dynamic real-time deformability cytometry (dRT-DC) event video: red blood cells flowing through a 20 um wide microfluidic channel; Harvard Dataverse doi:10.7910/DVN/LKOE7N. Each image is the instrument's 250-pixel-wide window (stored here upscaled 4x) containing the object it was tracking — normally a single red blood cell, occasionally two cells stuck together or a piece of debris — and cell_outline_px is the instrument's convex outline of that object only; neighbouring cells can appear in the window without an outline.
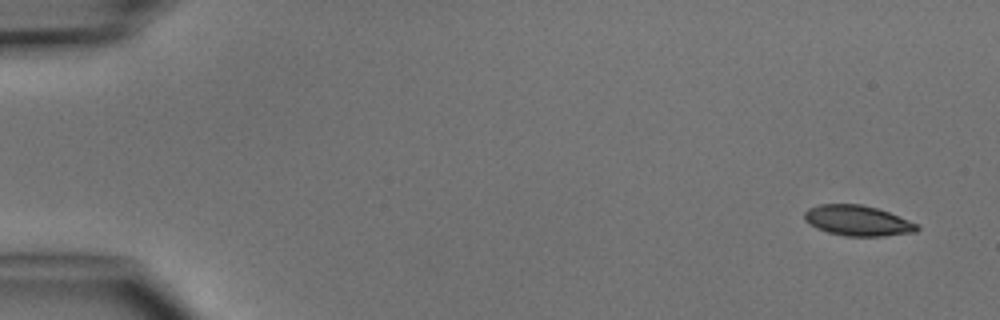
{"species": "common noctule bat (a hibernating species)", "species_latin": "Nyctalus noctula", "temperature_condition": "cold", "stored_images_in_passage": 6, "camera_frame_rate_fps": 3000, "um_per_image_px": 0.085, "animal": {"sex": "male", "body_mass_g": 15.6}, "frame": {"image": 1, "passage_image": 1, "time_ms": 0.0, "image_size_px": [1000, 320], "cell_outline_px": [[920, 228], [916, 232], [884, 236], [844, 236], [828, 232], [816, 228], [808, 224], [804, 220], [804, 212], [808, 208], [820, 204], [860, 204], [876, 208], [888, 212], [920, 224]], "centroid_in_image_um": [72.9, 18.76], "position_along_channel_um": 12.1, "area_um2": 20.11}}